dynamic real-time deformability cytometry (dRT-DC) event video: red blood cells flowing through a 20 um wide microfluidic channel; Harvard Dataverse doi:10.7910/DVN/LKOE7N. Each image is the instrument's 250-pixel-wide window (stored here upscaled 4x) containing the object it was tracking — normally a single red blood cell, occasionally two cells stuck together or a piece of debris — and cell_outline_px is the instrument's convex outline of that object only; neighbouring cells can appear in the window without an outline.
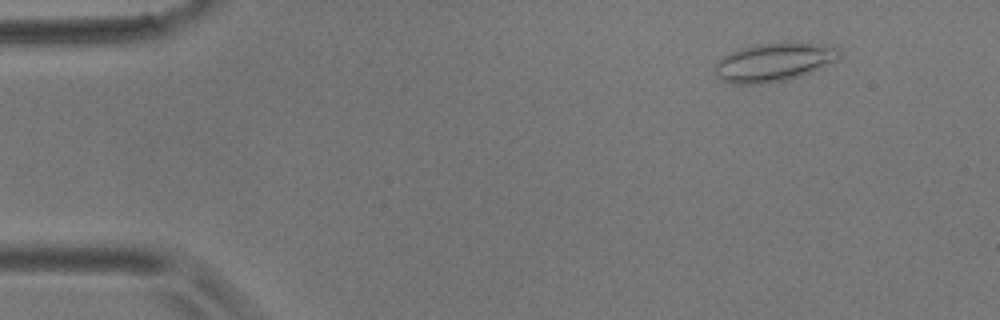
{"species": "common noctule bat (a hibernating species)", "species_latin": "Nyctalus noctula", "temperature_condition": "room temperature", "stored_images_in_passage": 5, "camera_frame_rate_fps": 3000, "um_per_image_px": 0.085, "animal": {"sex": "male", "body_mass_g": 17.9}, "frame": {"image": 1, "passage_image": 1, "time_ms": 0.0, "image_size_px": [1000, 320], "cell_outline_px": [[840, 56], [836, 60], [800, 76], [784, 80], [760, 84], [732, 84], [716, 76], [716, 64], [724, 56], [740, 48], [756, 44], [792, 40], [824, 44], [840, 48]], "centroid_in_image_um": [65.82, 5.24], "position_along_channel_um": 19.2, "area_um2": 28.09}}